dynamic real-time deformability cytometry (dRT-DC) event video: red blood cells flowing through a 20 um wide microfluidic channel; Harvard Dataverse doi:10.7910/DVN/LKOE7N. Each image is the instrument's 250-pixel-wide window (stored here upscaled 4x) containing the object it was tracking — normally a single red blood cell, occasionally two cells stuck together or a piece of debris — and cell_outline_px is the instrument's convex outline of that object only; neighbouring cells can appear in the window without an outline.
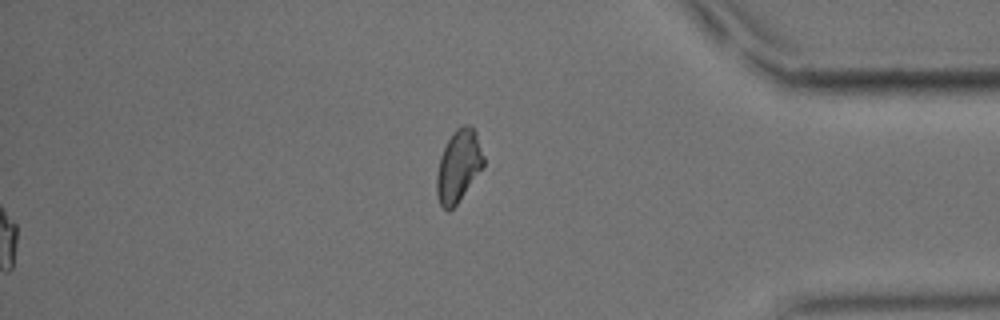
{"species": "common noctule bat (a hibernating species)", "species_latin": "Nyctalus noctula", "temperature_condition": "cold", "stored_images_in_passage": 41, "segment_of_instrument_passage": [2, 2], "camera_frame_rate_fps": 3000, "um_per_image_px": 0.085, "animal": {"sex": "male", "body_mass_g": 15.6}, "frame": {"image": 1, "passage_image": 41, "time_ms": 13.333, "image_size_px": [1000, 320], "cell_outline_px": [[484, 168], [456, 204], [448, 212], [440, 204], [436, 192], [436, 176], [440, 156], [452, 132], [456, 128], [464, 124], [468, 124], [476, 132], [484, 156]], "centroid_in_image_um": [38.98, 14.1], "position_along_channel_um": 396.2, "area_um2": 19.77}}